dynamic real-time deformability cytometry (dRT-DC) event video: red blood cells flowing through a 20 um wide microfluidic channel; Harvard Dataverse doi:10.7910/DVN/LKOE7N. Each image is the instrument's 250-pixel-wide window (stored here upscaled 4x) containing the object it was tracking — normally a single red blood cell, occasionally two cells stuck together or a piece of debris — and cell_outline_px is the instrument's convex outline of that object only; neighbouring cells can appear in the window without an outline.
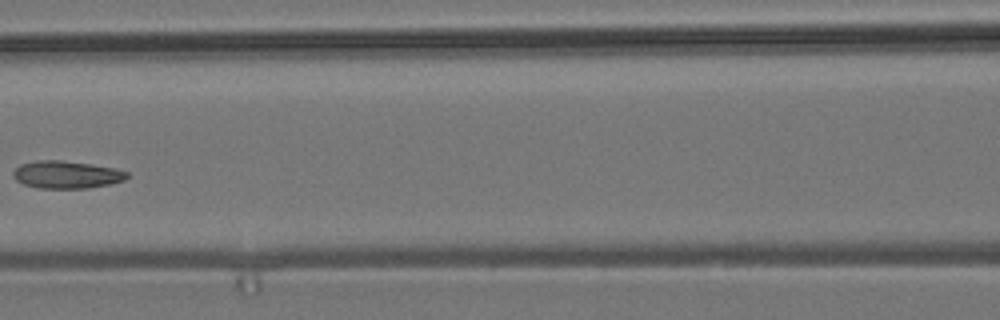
{"species": "common noctule bat (a hibernating species)", "species_latin": "Nyctalus noctula", "temperature_condition": "room temperature", "stored_images_in_passage": 7, "camera_frame_rate_fps": 3000, "um_per_image_px": 0.085, "animal": {"sex": "male", "body_mass_g": 19.2, "forearm_length_mm": 51.8}, "frame": {"image": 1, "passage_image": 6, "time_ms": 6.0, "image_size_px": [1000, 320], "cell_outline_px": [[128, 176], [124, 180], [108, 184], [88, 188], [40, 188], [24, 184], [16, 180], [12, 176], [12, 172], [20, 164], [36, 160], [60, 160], [92, 164], [116, 168], [128, 172]], "centroid_in_image_um": [5.64, 14.83], "position_along_channel_um": 161.0, "area_um2": 18.26}}
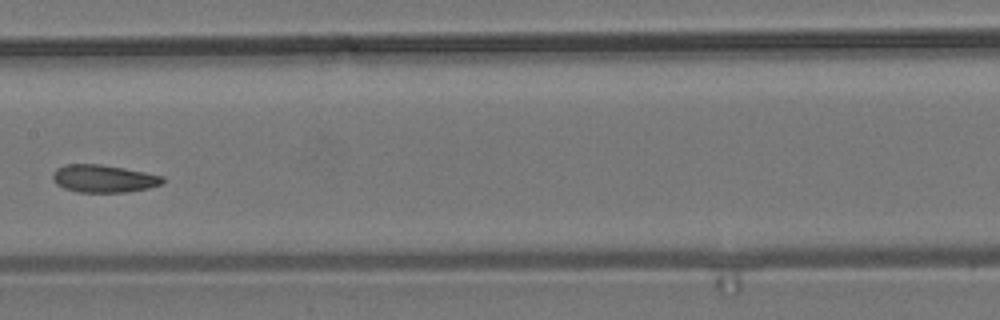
{"frame": {"image": 2, "passage_image": 7, "time_ms": 7.0, "image_size_px": [1000, 320], "cell_outline_px": [[164, 180], [160, 184], [148, 188], [124, 192], [76, 192], [64, 188], [56, 184], [52, 180], [52, 172], [56, 168], [64, 164], [100, 164], [124, 168], [164, 176]], "centroid_in_image_um": [8.75, 15.17], "position_along_channel_um": 198.7, "area_um2": 17.74}}